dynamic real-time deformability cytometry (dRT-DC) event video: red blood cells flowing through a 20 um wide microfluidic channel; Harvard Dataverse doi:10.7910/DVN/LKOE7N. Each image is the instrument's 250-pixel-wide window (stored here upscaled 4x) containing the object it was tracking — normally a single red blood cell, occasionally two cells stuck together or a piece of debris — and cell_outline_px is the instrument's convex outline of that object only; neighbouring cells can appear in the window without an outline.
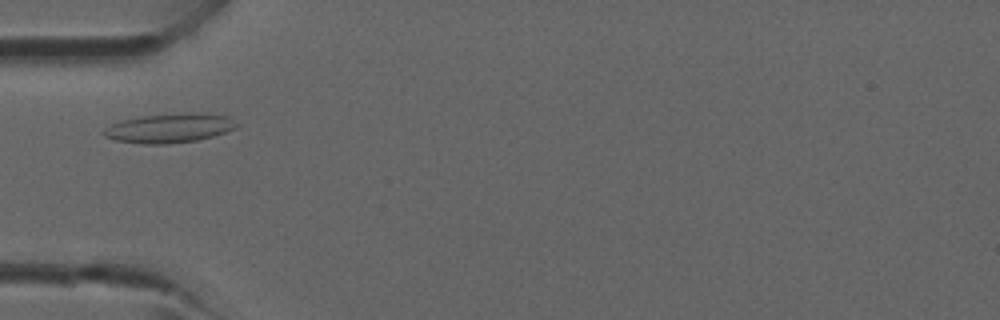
{"species": "common noctule bat (a hibernating species)", "species_latin": "Nyctalus noctula", "temperature_condition": "room temperature", "stored_images_in_passage": 2, "camera_frame_rate_fps": 3000, "um_per_image_px": 0.085, "animal": {"sex": "male", "forearm_length_mm": 52.5}, "frame": {"image": 1, "passage_image": 1, "time_ms": 0.0, "image_size_px": [1000, 320], "cell_outline_px": [[236, 128], [212, 136], [196, 140], [168, 144], [144, 144], [116, 140], [104, 136], [100, 132], [104, 128], [120, 120], [144, 116], [188, 112], [204, 112], [228, 116], [236, 124]], "centroid_in_image_um": [14.37, 10.88], "position_along_channel_um": 70.6, "area_um2": 22.66}}
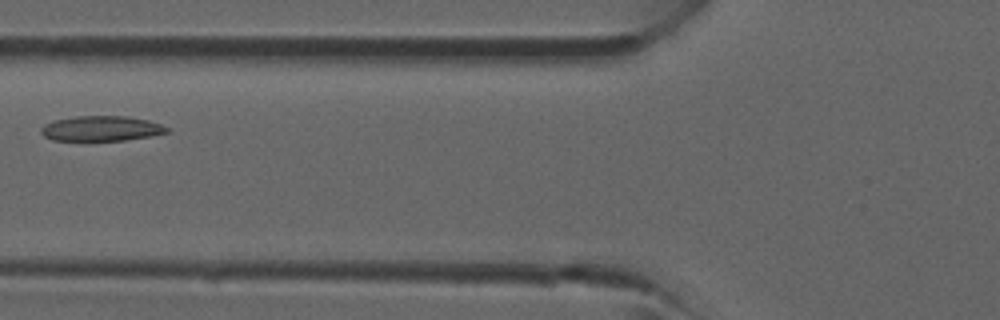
{"frame": {"image": 2, "passage_image": 2, "time_ms": 1.0, "image_size_px": [1000, 320], "cell_outline_px": [[168, 132], [148, 136], [124, 140], [52, 140], [44, 136], [40, 132], [40, 128], [44, 124], [56, 120], [76, 116], [128, 116], [148, 120], [160, 124], [168, 128]], "centroid_in_image_um": [8.58, 10.91], "position_along_channel_um": 117.2, "area_um2": 18.21}}